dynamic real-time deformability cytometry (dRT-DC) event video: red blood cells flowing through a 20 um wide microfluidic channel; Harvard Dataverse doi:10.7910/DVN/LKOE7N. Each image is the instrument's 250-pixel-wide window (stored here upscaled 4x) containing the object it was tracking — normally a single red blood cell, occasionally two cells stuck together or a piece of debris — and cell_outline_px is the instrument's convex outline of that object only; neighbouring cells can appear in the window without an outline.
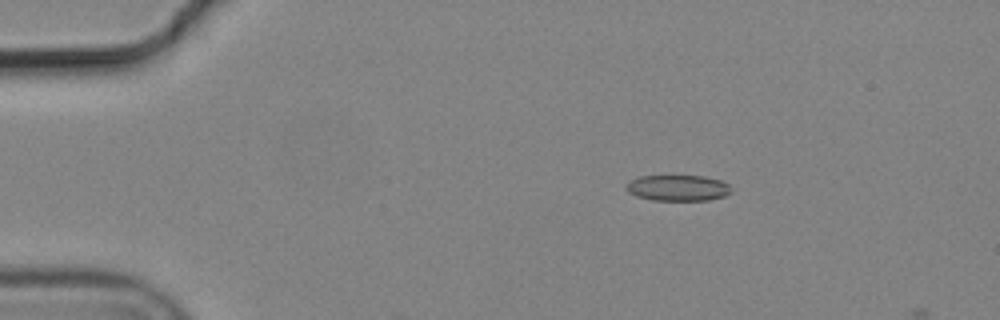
{"species": "common noctule bat (a hibernating species)", "species_latin": "Nyctalus noctula", "temperature_condition": "cold", "stored_images_in_passage": 6, "camera_frame_rate_fps": 3000, "um_per_image_px": 0.085, "animal": {"sex": "male", "body_mass_g": 19.2, "forearm_length_mm": 51.8}, "frame": {"image": 1, "passage_image": 3, "time_ms": 0.667, "image_size_px": [1000, 320], "cell_outline_px": [[732, 192], [724, 196], [708, 200], [652, 200], [636, 196], [628, 192], [624, 188], [624, 184], [628, 180], [640, 176], [704, 176], [720, 180], [728, 184], [732, 188]], "centroid_in_image_um": [57.58, 15.97], "position_along_channel_um": 27.4, "area_um2": 16.07}}